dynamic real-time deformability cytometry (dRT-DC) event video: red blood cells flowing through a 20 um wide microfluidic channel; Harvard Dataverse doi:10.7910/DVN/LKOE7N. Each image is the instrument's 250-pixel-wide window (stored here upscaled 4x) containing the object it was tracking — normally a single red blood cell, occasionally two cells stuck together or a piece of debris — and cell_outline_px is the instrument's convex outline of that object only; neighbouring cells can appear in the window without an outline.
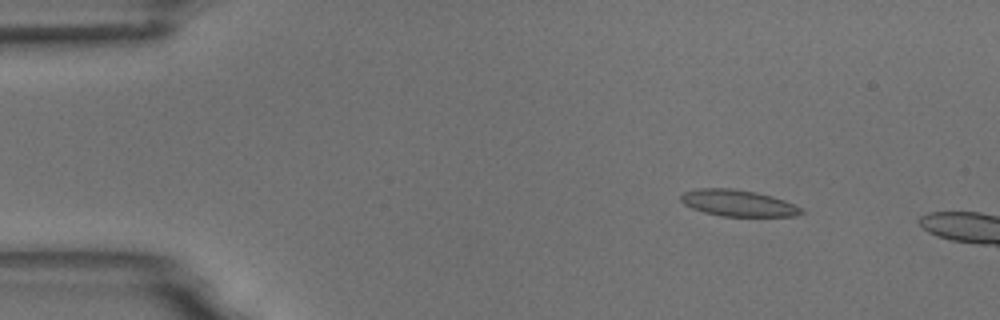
{"species": "common noctule bat (a hibernating species)", "species_latin": "Nyctalus noctula", "temperature_condition": "room temperature", "stored_images_in_passage": 3, "camera_frame_rate_fps": 3000, "um_per_image_px": 0.085, "animal": {"sex": "male", "body_mass_g": 18.8}, "frame": {"image": 1, "passage_image": 2, "time_ms": 1.0, "image_size_px": [1000, 320], "cell_outline_px": [[808, 212], [796, 216], [720, 216], [704, 212], [692, 208], [684, 204], [680, 200], [680, 196], [684, 192], [696, 188], [732, 188], [756, 192], [772, 196], [784, 200], [804, 208]], "centroid_in_image_um": [62.78, 17.26], "position_along_channel_um": 22.2, "area_um2": 18.79}}